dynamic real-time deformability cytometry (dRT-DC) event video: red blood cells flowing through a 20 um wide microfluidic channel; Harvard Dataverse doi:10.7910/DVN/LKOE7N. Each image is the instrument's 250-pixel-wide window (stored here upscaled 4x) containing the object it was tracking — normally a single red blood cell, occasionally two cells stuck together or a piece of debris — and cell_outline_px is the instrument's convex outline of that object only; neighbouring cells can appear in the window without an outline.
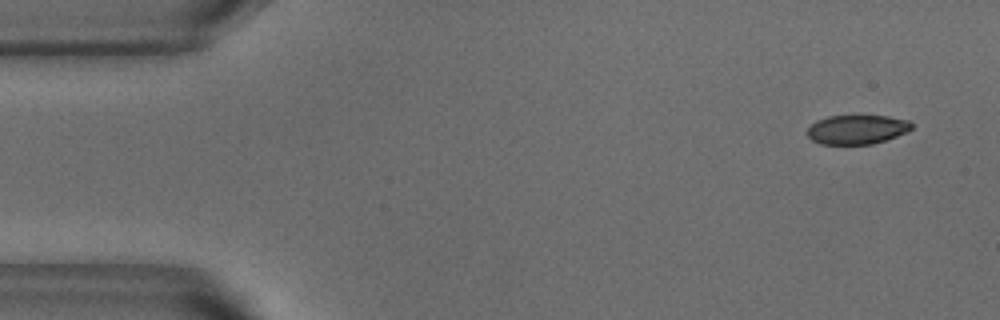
{"species": "common noctule bat (a hibernating species)", "species_latin": "Nyctalus noctula", "temperature_condition": "warm", "stored_images_in_passage": 50, "camera_frame_rate_fps": 3000, "um_per_image_px": 0.085, "animal": {"sex": "male", "body_mass_g": 18.8}, "frame": {"image": 1, "passage_image": 1, "time_ms": 0.0, "image_size_px": [1000, 320], "cell_outline_px": [[912, 128], [896, 136], [872, 144], [820, 144], [812, 140], [808, 136], [808, 128], [816, 120], [828, 116], [888, 116], [908, 120], [912, 124]], "centroid_in_image_um": [72.81, 11.0], "position_along_channel_um": 12.2, "area_um2": 17.57}}
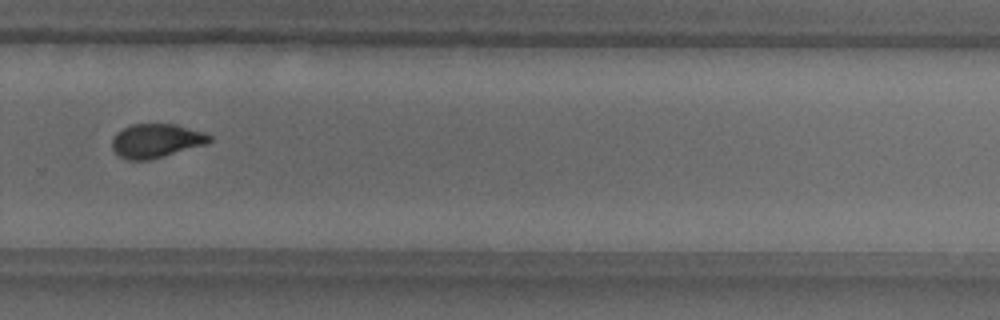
{"frame": {"image": 2, "passage_image": 33, "time_ms": 10.667, "image_size_px": [1000, 320], "cell_outline_px": [[212, 140], [208, 144], [164, 156], [148, 160], [128, 160], [120, 156], [112, 148], [112, 140], [116, 132], [132, 124], [176, 124], [204, 132], [212, 136]], "centroid_in_image_um": [13.3, 11.96], "position_along_channel_um": 316.5, "area_um2": 19.31}}
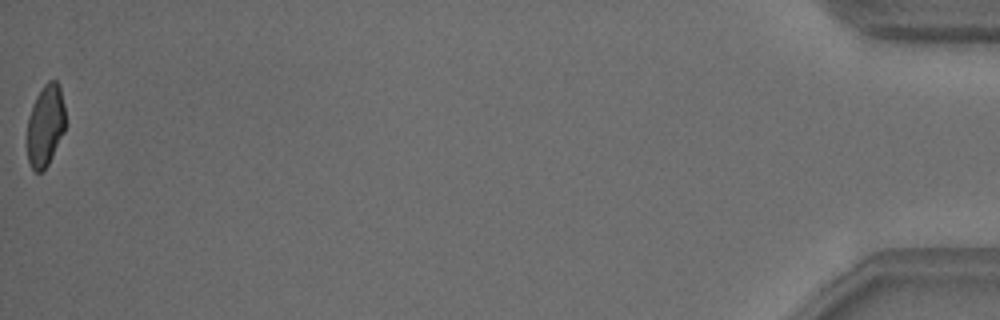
{"frame": {"image": 3, "passage_image": 50, "time_ms": 16.333, "image_size_px": [1000, 320], "cell_outline_px": [[64, 132], [44, 172], [36, 172], [32, 168], [28, 160], [24, 144], [28, 116], [32, 104], [36, 96], [44, 84], [48, 80], [56, 80], [60, 84], [64, 104]], "centroid_in_image_um": [3.81, 10.68], "position_along_channel_um": 431.4, "area_um2": 18.84}, "authors_computed_cell_mechanics": {"area_um2": 19.8254, "velocity_mm_per_s": 3.8354, "shape_relaxation_time_tau1_ms": 5.187, "shape_relaxation_time_tau2_ms": 1.093, "deformation_change_tau1": 0.1512, "deformation_change_tau2": 0.0638}}